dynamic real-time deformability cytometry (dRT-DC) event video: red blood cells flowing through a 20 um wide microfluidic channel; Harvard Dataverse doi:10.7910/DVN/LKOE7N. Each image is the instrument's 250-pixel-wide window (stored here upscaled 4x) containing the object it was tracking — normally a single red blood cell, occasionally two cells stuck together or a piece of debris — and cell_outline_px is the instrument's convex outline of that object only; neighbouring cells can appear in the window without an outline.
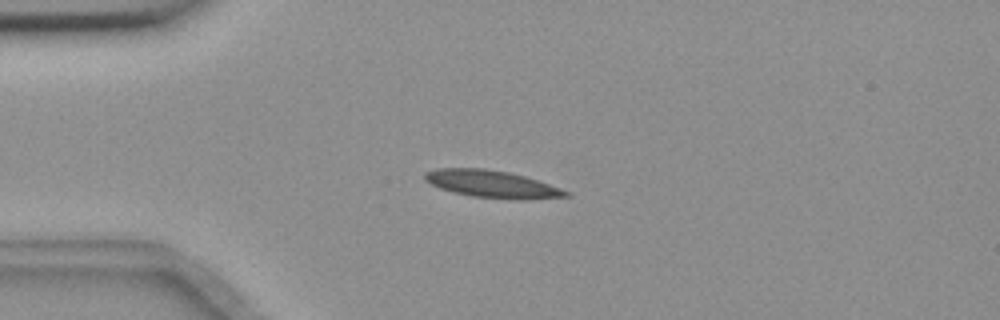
{"species": "common noctule bat (a hibernating species)", "species_latin": "Nyctalus noctula", "temperature_condition": "room temperature", "stored_images_in_passage": 12, "camera_frame_rate_fps": 3000, "um_per_image_px": 0.085, "animal": {"sex": "female", "body_mass_g": 18.4}, "frame": {"image": 1, "passage_image": 1, "time_ms": 0.0, "image_size_px": [1000, 320], "cell_outline_px": [[572, 196], [528, 200], [516, 200], [472, 196], [452, 192], [440, 188], [424, 180], [424, 172], [436, 168], [484, 168], [508, 172], [524, 176], [572, 192]], "centroid_in_image_um": [41.84, 15.65], "position_along_channel_um": 43.2, "area_um2": 22.6}}
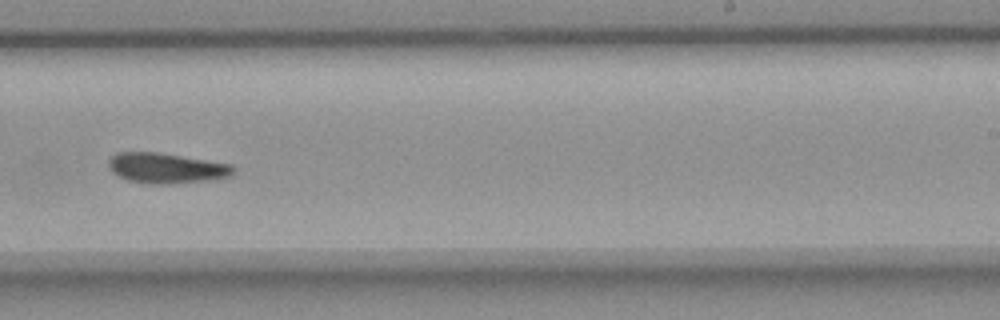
{"frame": {"image": 2, "passage_image": 7, "time_ms": 2.0, "image_size_px": [1000, 320], "cell_outline_px": [[236, 172], [232, 176], [208, 180], [164, 184], [148, 184], [128, 180], [112, 172], [108, 168], [108, 160], [116, 152], [160, 152], [232, 164], [236, 168]], "centroid_in_image_um": [14.16, 14.28], "position_along_channel_um": 274.8, "area_um2": 22.25}}
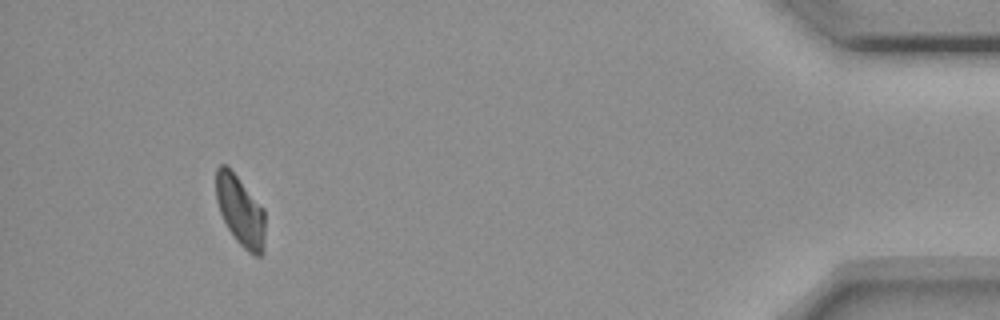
{"frame": {"image": 3, "passage_image": 11, "time_ms": 3.333, "image_size_px": [1000, 320], "cell_outline_px": [[264, 252], [260, 256], [256, 256], [248, 252], [236, 240], [228, 228], [220, 212], [216, 200], [216, 168], [220, 164], [228, 164], [264, 208]], "centroid_in_image_um": [20.42, 17.88], "position_along_channel_um": 414.8, "area_um2": 20.29}}